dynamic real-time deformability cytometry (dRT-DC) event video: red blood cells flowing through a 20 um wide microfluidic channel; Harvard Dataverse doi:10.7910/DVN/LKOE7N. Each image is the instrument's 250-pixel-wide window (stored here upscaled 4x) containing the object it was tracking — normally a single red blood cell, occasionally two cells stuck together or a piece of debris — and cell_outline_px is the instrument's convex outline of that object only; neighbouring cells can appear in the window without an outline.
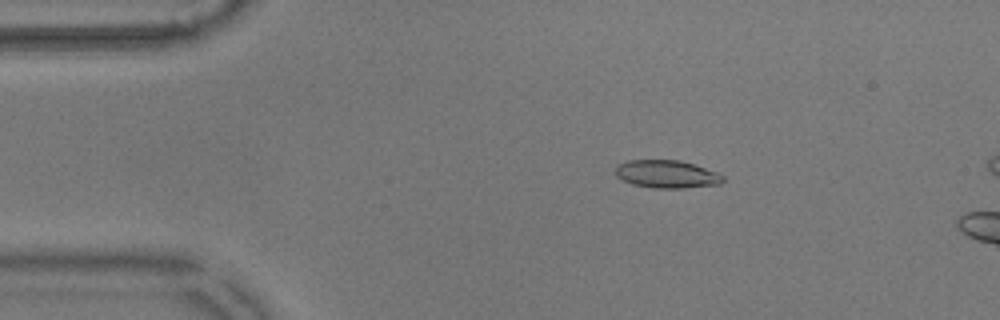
{"species": "common noctule bat (a hibernating species)", "species_latin": "Nyctalus noctula", "temperature_condition": "warm", "stored_images_in_passage": 11, "camera_frame_rate_fps": 3000, "um_per_image_px": 0.085, "animal": {"sex": "male", "body_mass_g": 17.9}, "frame": {"image": 1, "passage_image": 7, "time_ms": 2.0, "image_size_px": [1000, 320], "cell_outline_px": [[724, 180], [720, 184], [684, 188], [652, 188], [632, 184], [616, 176], [616, 164], [628, 160], [680, 160], [720, 172], [724, 176]], "centroid_in_image_um": [56.7, 14.8], "position_along_channel_um": 28.3, "area_um2": 17.63}}